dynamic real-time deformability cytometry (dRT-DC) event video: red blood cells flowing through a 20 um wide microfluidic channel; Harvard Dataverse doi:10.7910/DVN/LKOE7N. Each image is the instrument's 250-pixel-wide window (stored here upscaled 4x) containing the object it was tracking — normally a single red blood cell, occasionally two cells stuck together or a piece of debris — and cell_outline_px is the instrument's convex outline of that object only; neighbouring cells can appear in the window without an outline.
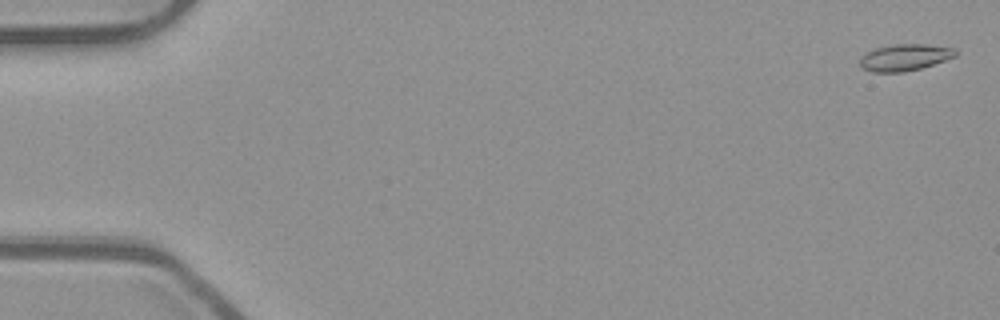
{"species": "common noctule bat (a hibernating species)", "species_latin": "Nyctalus noctula", "temperature_condition": "room temperature", "stored_images_in_passage": 55, "camera_frame_rate_fps": 3000, "um_per_image_px": 0.085, "animal": {"sex": "male", "body_mass_g": 23.1, "forearm_length_mm": 52.7}, "frame": {"image": 1, "passage_image": 2, "time_ms": 0.333, "image_size_px": [1000, 320], "cell_outline_px": [[956, 56], [920, 68], [904, 72], [872, 72], [864, 68], [860, 64], [860, 60], [868, 52], [876, 48], [896, 44], [924, 44], [956, 48]], "centroid_in_image_um": [76.93, 4.87], "position_along_channel_um": 8.1, "area_um2": 14.51}}
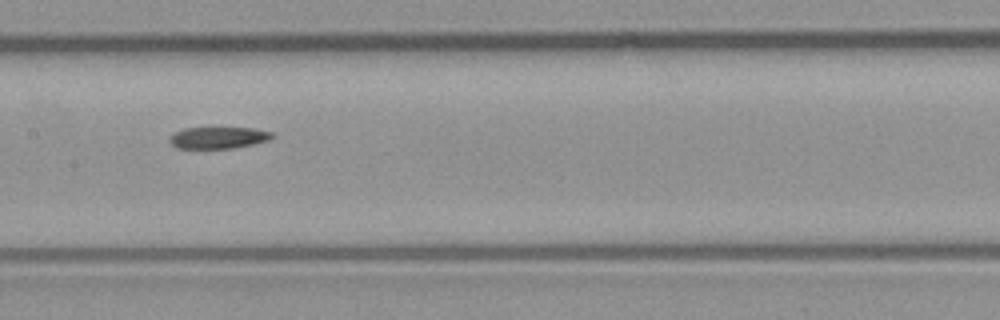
{"frame": {"image": 2, "passage_image": 28, "time_ms": 9.0, "image_size_px": [1000, 320], "cell_outline_px": [[276, 136], [268, 140], [252, 144], [232, 148], [176, 148], [168, 140], [176, 132], [184, 128], [256, 128], [272, 132]], "centroid_in_image_um": [18.59, 11.7], "position_along_channel_um": 188.8, "area_um2": 12.83}}
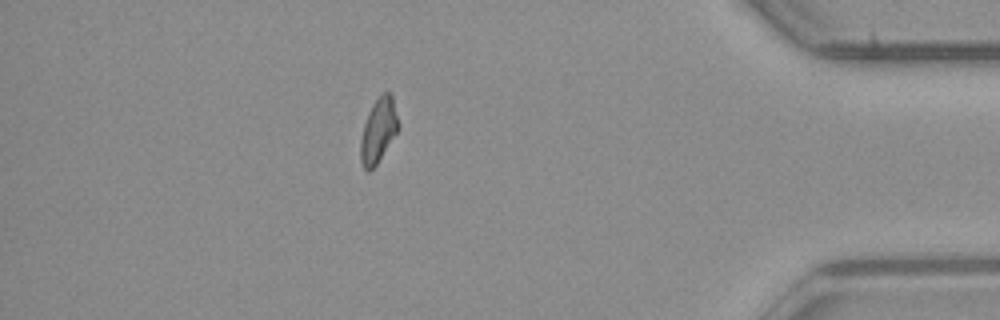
{"frame": {"image": 3, "passage_image": 48, "time_ms": 15.667, "image_size_px": [1000, 320], "cell_outline_px": [[400, 124], [396, 132], [376, 164], [368, 172], [364, 168], [360, 160], [360, 140], [364, 124], [368, 112], [372, 104], [384, 92], [392, 92]], "centroid_in_image_um": [32.16, 11.04], "position_along_channel_um": 403.0, "area_um2": 14.05}}